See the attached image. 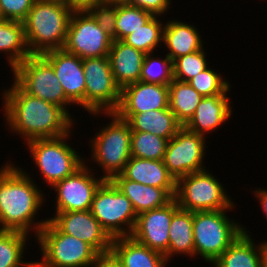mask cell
<instances>
[{"label":"cell","mask_w":267,"mask_h":267,"mask_svg":"<svg viewBox=\"0 0 267 267\" xmlns=\"http://www.w3.org/2000/svg\"><path fill=\"white\" fill-rule=\"evenodd\" d=\"M90 211L112 239L131 235L137 214L111 180H105L96 190Z\"/></svg>","instance_id":"ba28073f"},{"label":"cell","mask_w":267,"mask_h":267,"mask_svg":"<svg viewBox=\"0 0 267 267\" xmlns=\"http://www.w3.org/2000/svg\"><path fill=\"white\" fill-rule=\"evenodd\" d=\"M88 167L84 163L73 174L52 186L57 192L56 212L90 210L95 192L105 179L103 176L96 178Z\"/></svg>","instance_id":"5bb4252c"},{"label":"cell","mask_w":267,"mask_h":267,"mask_svg":"<svg viewBox=\"0 0 267 267\" xmlns=\"http://www.w3.org/2000/svg\"><path fill=\"white\" fill-rule=\"evenodd\" d=\"M111 181L131 201L137 215L167 205L176 195V189L143 185L125 179L121 174L115 175Z\"/></svg>","instance_id":"ffe728a7"},{"label":"cell","mask_w":267,"mask_h":267,"mask_svg":"<svg viewBox=\"0 0 267 267\" xmlns=\"http://www.w3.org/2000/svg\"><path fill=\"white\" fill-rule=\"evenodd\" d=\"M206 137L187 130L184 126L172 137L167 144L164 164L168 172L177 181L190 173L202 171Z\"/></svg>","instance_id":"4fadbf2b"},{"label":"cell","mask_w":267,"mask_h":267,"mask_svg":"<svg viewBox=\"0 0 267 267\" xmlns=\"http://www.w3.org/2000/svg\"><path fill=\"white\" fill-rule=\"evenodd\" d=\"M169 108L168 85L138 81L121 89L115 113H143Z\"/></svg>","instance_id":"ac0fdd59"},{"label":"cell","mask_w":267,"mask_h":267,"mask_svg":"<svg viewBox=\"0 0 267 267\" xmlns=\"http://www.w3.org/2000/svg\"><path fill=\"white\" fill-rule=\"evenodd\" d=\"M126 4L141 8L153 16L164 15L170 9V0H126ZM169 8V9H168Z\"/></svg>","instance_id":"f35d334b"},{"label":"cell","mask_w":267,"mask_h":267,"mask_svg":"<svg viewBox=\"0 0 267 267\" xmlns=\"http://www.w3.org/2000/svg\"><path fill=\"white\" fill-rule=\"evenodd\" d=\"M229 96L214 95L203 97L193 117L184 126L187 130L205 137L215 131L232 116Z\"/></svg>","instance_id":"d6986e66"},{"label":"cell","mask_w":267,"mask_h":267,"mask_svg":"<svg viewBox=\"0 0 267 267\" xmlns=\"http://www.w3.org/2000/svg\"><path fill=\"white\" fill-rule=\"evenodd\" d=\"M246 230L212 263L214 267H265L263 243L256 245Z\"/></svg>","instance_id":"603a6c76"},{"label":"cell","mask_w":267,"mask_h":267,"mask_svg":"<svg viewBox=\"0 0 267 267\" xmlns=\"http://www.w3.org/2000/svg\"><path fill=\"white\" fill-rule=\"evenodd\" d=\"M12 72L13 82L25 93L60 106L70 115L67 106L73 103L66 97L52 65L42 55H30Z\"/></svg>","instance_id":"9c48e42d"},{"label":"cell","mask_w":267,"mask_h":267,"mask_svg":"<svg viewBox=\"0 0 267 267\" xmlns=\"http://www.w3.org/2000/svg\"><path fill=\"white\" fill-rule=\"evenodd\" d=\"M168 88L169 109L174 113L178 122L185 126L193 117L203 96L188 82H181L175 79L168 85Z\"/></svg>","instance_id":"f1b7e54d"},{"label":"cell","mask_w":267,"mask_h":267,"mask_svg":"<svg viewBox=\"0 0 267 267\" xmlns=\"http://www.w3.org/2000/svg\"><path fill=\"white\" fill-rule=\"evenodd\" d=\"M168 141L150 132L131 131V156L148 160H163Z\"/></svg>","instance_id":"1f68e13d"},{"label":"cell","mask_w":267,"mask_h":267,"mask_svg":"<svg viewBox=\"0 0 267 267\" xmlns=\"http://www.w3.org/2000/svg\"><path fill=\"white\" fill-rule=\"evenodd\" d=\"M41 262L39 267H93L99 253L88 243L61 232L49 219L37 237Z\"/></svg>","instance_id":"277c9868"},{"label":"cell","mask_w":267,"mask_h":267,"mask_svg":"<svg viewBox=\"0 0 267 267\" xmlns=\"http://www.w3.org/2000/svg\"><path fill=\"white\" fill-rule=\"evenodd\" d=\"M204 47L194 53L176 58L172 62L173 79L188 82L191 78L208 68Z\"/></svg>","instance_id":"e575fe53"},{"label":"cell","mask_w":267,"mask_h":267,"mask_svg":"<svg viewBox=\"0 0 267 267\" xmlns=\"http://www.w3.org/2000/svg\"><path fill=\"white\" fill-rule=\"evenodd\" d=\"M73 11L65 1H34L23 21L25 40L31 55H42L63 48Z\"/></svg>","instance_id":"3957f363"},{"label":"cell","mask_w":267,"mask_h":267,"mask_svg":"<svg viewBox=\"0 0 267 267\" xmlns=\"http://www.w3.org/2000/svg\"><path fill=\"white\" fill-rule=\"evenodd\" d=\"M6 53L7 62L13 70L31 54L25 40L23 22L0 21V52Z\"/></svg>","instance_id":"83f0119b"},{"label":"cell","mask_w":267,"mask_h":267,"mask_svg":"<svg viewBox=\"0 0 267 267\" xmlns=\"http://www.w3.org/2000/svg\"><path fill=\"white\" fill-rule=\"evenodd\" d=\"M158 19V16H152L143 26H140L139 29L130 33L122 41L145 54L157 51L154 49L163 42L165 26L163 22Z\"/></svg>","instance_id":"4dcf8cb0"},{"label":"cell","mask_w":267,"mask_h":267,"mask_svg":"<svg viewBox=\"0 0 267 267\" xmlns=\"http://www.w3.org/2000/svg\"><path fill=\"white\" fill-rule=\"evenodd\" d=\"M152 16L141 8L130 6L125 2H117L116 40H123L143 26Z\"/></svg>","instance_id":"d6a6232c"},{"label":"cell","mask_w":267,"mask_h":267,"mask_svg":"<svg viewBox=\"0 0 267 267\" xmlns=\"http://www.w3.org/2000/svg\"><path fill=\"white\" fill-rule=\"evenodd\" d=\"M208 171L190 173L177 180L175 199L180 209L203 212L235 208L223 184Z\"/></svg>","instance_id":"52a82bcc"},{"label":"cell","mask_w":267,"mask_h":267,"mask_svg":"<svg viewBox=\"0 0 267 267\" xmlns=\"http://www.w3.org/2000/svg\"><path fill=\"white\" fill-rule=\"evenodd\" d=\"M52 65L66 97L73 103L85 109V75L82 59L76 54L62 49L52 50L42 54Z\"/></svg>","instance_id":"e0dca14e"},{"label":"cell","mask_w":267,"mask_h":267,"mask_svg":"<svg viewBox=\"0 0 267 267\" xmlns=\"http://www.w3.org/2000/svg\"><path fill=\"white\" fill-rule=\"evenodd\" d=\"M61 232L91 245L99 254L111 251L112 238L90 210L55 212L48 218Z\"/></svg>","instance_id":"2e32d148"},{"label":"cell","mask_w":267,"mask_h":267,"mask_svg":"<svg viewBox=\"0 0 267 267\" xmlns=\"http://www.w3.org/2000/svg\"><path fill=\"white\" fill-rule=\"evenodd\" d=\"M127 121L131 131L150 132L170 140L183 127L169 109L149 110L143 113H116Z\"/></svg>","instance_id":"7402d4cb"},{"label":"cell","mask_w":267,"mask_h":267,"mask_svg":"<svg viewBox=\"0 0 267 267\" xmlns=\"http://www.w3.org/2000/svg\"><path fill=\"white\" fill-rule=\"evenodd\" d=\"M126 0H103V3L105 2H125Z\"/></svg>","instance_id":"ee69618b"},{"label":"cell","mask_w":267,"mask_h":267,"mask_svg":"<svg viewBox=\"0 0 267 267\" xmlns=\"http://www.w3.org/2000/svg\"><path fill=\"white\" fill-rule=\"evenodd\" d=\"M85 75V110L98 116L115 112L121 98L108 56L82 59Z\"/></svg>","instance_id":"8fae6325"},{"label":"cell","mask_w":267,"mask_h":267,"mask_svg":"<svg viewBox=\"0 0 267 267\" xmlns=\"http://www.w3.org/2000/svg\"><path fill=\"white\" fill-rule=\"evenodd\" d=\"M28 234L0 230V267H30L34 262L23 260Z\"/></svg>","instance_id":"f546056e"},{"label":"cell","mask_w":267,"mask_h":267,"mask_svg":"<svg viewBox=\"0 0 267 267\" xmlns=\"http://www.w3.org/2000/svg\"><path fill=\"white\" fill-rule=\"evenodd\" d=\"M111 122L100 128L91 140L92 159L102 170L104 179L111 180L120 174L131 157V129L126 120L115 112L106 113Z\"/></svg>","instance_id":"8992f818"},{"label":"cell","mask_w":267,"mask_h":267,"mask_svg":"<svg viewBox=\"0 0 267 267\" xmlns=\"http://www.w3.org/2000/svg\"><path fill=\"white\" fill-rule=\"evenodd\" d=\"M264 247V254H265V267H267V241L262 242Z\"/></svg>","instance_id":"7bdbcfd3"},{"label":"cell","mask_w":267,"mask_h":267,"mask_svg":"<svg viewBox=\"0 0 267 267\" xmlns=\"http://www.w3.org/2000/svg\"><path fill=\"white\" fill-rule=\"evenodd\" d=\"M2 98L7 125L26 142L71 132L73 116L60 106L25 93L15 82L3 92Z\"/></svg>","instance_id":"6da1fadb"},{"label":"cell","mask_w":267,"mask_h":267,"mask_svg":"<svg viewBox=\"0 0 267 267\" xmlns=\"http://www.w3.org/2000/svg\"><path fill=\"white\" fill-rule=\"evenodd\" d=\"M188 83L203 97L226 95L230 91V83L211 68H206Z\"/></svg>","instance_id":"d590c367"},{"label":"cell","mask_w":267,"mask_h":267,"mask_svg":"<svg viewBox=\"0 0 267 267\" xmlns=\"http://www.w3.org/2000/svg\"><path fill=\"white\" fill-rule=\"evenodd\" d=\"M35 0H0V7L6 20L23 22Z\"/></svg>","instance_id":"74e56055"},{"label":"cell","mask_w":267,"mask_h":267,"mask_svg":"<svg viewBox=\"0 0 267 267\" xmlns=\"http://www.w3.org/2000/svg\"><path fill=\"white\" fill-rule=\"evenodd\" d=\"M228 210L193 212L195 255L210 264L243 232L240 222L228 218Z\"/></svg>","instance_id":"5b68a950"},{"label":"cell","mask_w":267,"mask_h":267,"mask_svg":"<svg viewBox=\"0 0 267 267\" xmlns=\"http://www.w3.org/2000/svg\"><path fill=\"white\" fill-rule=\"evenodd\" d=\"M66 134L57 138L34 139L27 143L34 164L43 178L52 187L56 182L73 174L85 162L78 151L66 143ZM82 158V159H81Z\"/></svg>","instance_id":"30bf717a"},{"label":"cell","mask_w":267,"mask_h":267,"mask_svg":"<svg viewBox=\"0 0 267 267\" xmlns=\"http://www.w3.org/2000/svg\"><path fill=\"white\" fill-rule=\"evenodd\" d=\"M125 179L162 189H176L177 181L168 172L163 160L130 157L120 173Z\"/></svg>","instance_id":"cb8c5ba5"},{"label":"cell","mask_w":267,"mask_h":267,"mask_svg":"<svg viewBox=\"0 0 267 267\" xmlns=\"http://www.w3.org/2000/svg\"><path fill=\"white\" fill-rule=\"evenodd\" d=\"M176 254L195 256L193 212L180 208L173 214L170 225L168 262Z\"/></svg>","instance_id":"4316f807"},{"label":"cell","mask_w":267,"mask_h":267,"mask_svg":"<svg viewBox=\"0 0 267 267\" xmlns=\"http://www.w3.org/2000/svg\"><path fill=\"white\" fill-rule=\"evenodd\" d=\"M93 267H124V265L112 251H109L100 254Z\"/></svg>","instance_id":"ab89813d"},{"label":"cell","mask_w":267,"mask_h":267,"mask_svg":"<svg viewBox=\"0 0 267 267\" xmlns=\"http://www.w3.org/2000/svg\"><path fill=\"white\" fill-rule=\"evenodd\" d=\"M254 195L258 198L260 201V205L262 208V211L265 213L267 218V189H260L253 191Z\"/></svg>","instance_id":"b9f144b4"},{"label":"cell","mask_w":267,"mask_h":267,"mask_svg":"<svg viewBox=\"0 0 267 267\" xmlns=\"http://www.w3.org/2000/svg\"><path fill=\"white\" fill-rule=\"evenodd\" d=\"M87 11L96 20L102 30L113 40H116L115 23L117 19V3L105 2L92 5L87 9Z\"/></svg>","instance_id":"8d00e7d4"},{"label":"cell","mask_w":267,"mask_h":267,"mask_svg":"<svg viewBox=\"0 0 267 267\" xmlns=\"http://www.w3.org/2000/svg\"><path fill=\"white\" fill-rule=\"evenodd\" d=\"M43 193L27 172L11 162L0 168V230L30 234L37 237L48 219L34 221L41 209ZM35 222V223H34ZM33 227V228H32Z\"/></svg>","instance_id":"7a4b0ae2"},{"label":"cell","mask_w":267,"mask_h":267,"mask_svg":"<svg viewBox=\"0 0 267 267\" xmlns=\"http://www.w3.org/2000/svg\"><path fill=\"white\" fill-rule=\"evenodd\" d=\"M203 43L194 25L174 19L167 21L164 26L163 44L168 48L166 55L172 62L176 58L201 50Z\"/></svg>","instance_id":"d4e9b609"},{"label":"cell","mask_w":267,"mask_h":267,"mask_svg":"<svg viewBox=\"0 0 267 267\" xmlns=\"http://www.w3.org/2000/svg\"><path fill=\"white\" fill-rule=\"evenodd\" d=\"M111 251L119 258L124 267H166V257L131 236L112 240Z\"/></svg>","instance_id":"484cf974"},{"label":"cell","mask_w":267,"mask_h":267,"mask_svg":"<svg viewBox=\"0 0 267 267\" xmlns=\"http://www.w3.org/2000/svg\"><path fill=\"white\" fill-rule=\"evenodd\" d=\"M113 39L87 10H74L63 49L81 59L108 56Z\"/></svg>","instance_id":"7c38bea8"},{"label":"cell","mask_w":267,"mask_h":267,"mask_svg":"<svg viewBox=\"0 0 267 267\" xmlns=\"http://www.w3.org/2000/svg\"><path fill=\"white\" fill-rule=\"evenodd\" d=\"M145 55L122 40H113L108 58L114 80L121 89L140 81Z\"/></svg>","instance_id":"44dd1931"},{"label":"cell","mask_w":267,"mask_h":267,"mask_svg":"<svg viewBox=\"0 0 267 267\" xmlns=\"http://www.w3.org/2000/svg\"><path fill=\"white\" fill-rule=\"evenodd\" d=\"M173 80L172 60L165 58H154L153 53L145 55L140 81L146 83L169 85Z\"/></svg>","instance_id":"836d02e7"},{"label":"cell","mask_w":267,"mask_h":267,"mask_svg":"<svg viewBox=\"0 0 267 267\" xmlns=\"http://www.w3.org/2000/svg\"><path fill=\"white\" fill-rule=\"evenodd\" d=\"M3 20H5V18H4V16H3V13H2V11H1V7H0V21H3Z\"/></svg>","instance_id":"f6af8a7d"},{"label":"cell","mask_w":267,"mask_h":267,"mask_svg":"<svg viewBox=\"0 0 267 267\" xmlns=\"http://www.w3.org/2000/svg\"><path fill=\"white\" fill-rule=\"evenodd\" d=\"M30 267H39L35 262Z\"/></svg>","instance_id":"bcb514c9"},{"label":"cell","mask_w":267,"mask_h":267,"mask_svg":"<svg viewBox=\"0 0 267 267\" xmlns=\"http://www.w3.org/2000/svg\"><path fill=\"white\" fill-rule=\"evenodd\" d=\"M179 209L174 198L167 205L137 215L131 237L151 250L163 254L168 261L169 230L173 214Z\"/></svg>","instance_id":"9a60e30c"},{"label":"cell","mask_w":267,"mask_h":267,"mask_svg":"<svg viewBox=\"0 0 267 267\" xmlns=\"http://www.w3.org/2000/svg\"><path fill=\"white\" fill-rule=\"evenodd\" d=\"M67 3L73 10H87L92 5L103 3V0H69Z\"/></svg>","instance_id":"60d3db41"}]
</instances>
